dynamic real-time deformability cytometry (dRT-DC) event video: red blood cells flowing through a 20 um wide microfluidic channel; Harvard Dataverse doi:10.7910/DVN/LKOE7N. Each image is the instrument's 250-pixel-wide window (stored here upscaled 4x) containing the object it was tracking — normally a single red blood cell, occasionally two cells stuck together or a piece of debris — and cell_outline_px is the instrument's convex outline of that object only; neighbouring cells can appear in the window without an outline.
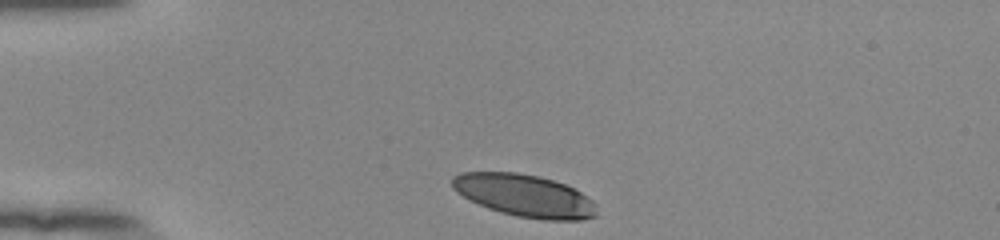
{"species": "human", "species_latin": "Homo sapiens", "temperature_condition": "room temperature", "stored_images_in_passage": 33, "camera_frame_rate_fps": 3000, "um_per_image_px": 0.085, "donor": {"sex": "female"}, "frame": {"image": 1, "passage_image": 1, "time_ms": 0.0, "image_size_px": [1000, 240], "cell_outline_px": [[596, 216], [580, 220], [544, 220], [516, 216], [500, 212], [488, 208], [456, 192], [452, 188], [452, 176], [460, 172], [516, 172], [540, 176], [564, 184], [580, 192], [592, 200], [596, 204]], "centroid_in_image_um": [44.58, 16.62], "position_along_channel_um": 40.4, "area_um2": 35.6}}
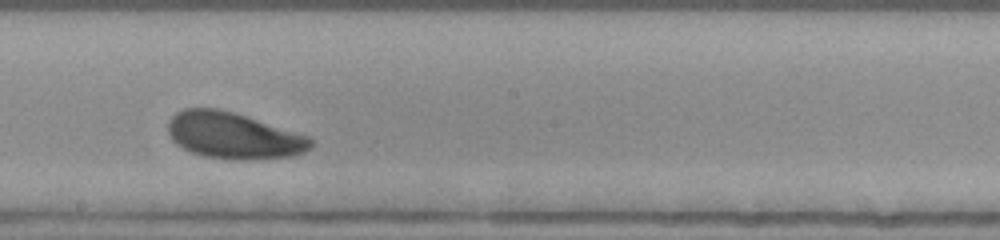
{"frame": {"image": 2, "passage_image": 19, "time_ms": 6.0, "image_size_px": [1000, 240], "cell_outline_px": [[312, 148], [296, 156], [252, 160], [228, 160], [204, 156], [192, 152], [176, 144], [172, 140], [168, 132], [168, 120], [176, 112], [184, 108], [216, 108], [232, 112], [308, 136], [312, 140]], "centroid_in_image_um": [19.83, 11.55], "position_along_channel_um": 228.4, "area_um2": 38.61}}
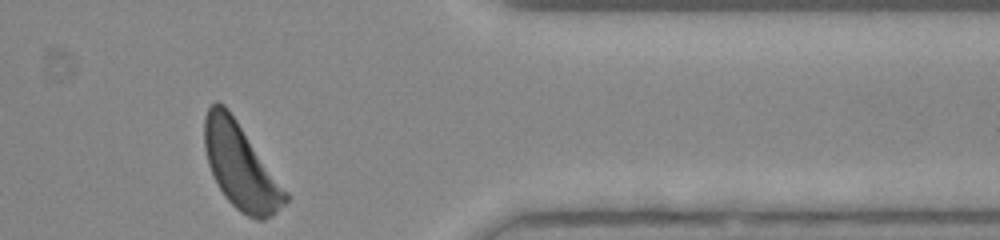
{"frame": {"image": 3, "passage_image": 33, "time_ms": 10.667, "image_size_px": [1000, 240], "cell_outline_px": [[288, 200], [272, 216], [264, 220], [256, 220], [240, 212], [224, 196], [208, 164], [204, 148], [204, 116], [208, 108], [216, 100], [224, 104], [228, 108], [288, 192]], "centroid_in_image_um": [20.44, 14.12], "position_along_channel_um": 391.0, "area_um2": 40.0}, "authors_computed_cell_mechanics": {"area_um2": 38.2058, "velocity_mm_per_s": 3.8255, "shape_relaxation_time_tau1_ms": 3.3645, "shape_relaxation_time_tau2_ms": 5.6862, "deformation_change_tau1": 0.1436, "deformation_change_tau2": 0.1558}}